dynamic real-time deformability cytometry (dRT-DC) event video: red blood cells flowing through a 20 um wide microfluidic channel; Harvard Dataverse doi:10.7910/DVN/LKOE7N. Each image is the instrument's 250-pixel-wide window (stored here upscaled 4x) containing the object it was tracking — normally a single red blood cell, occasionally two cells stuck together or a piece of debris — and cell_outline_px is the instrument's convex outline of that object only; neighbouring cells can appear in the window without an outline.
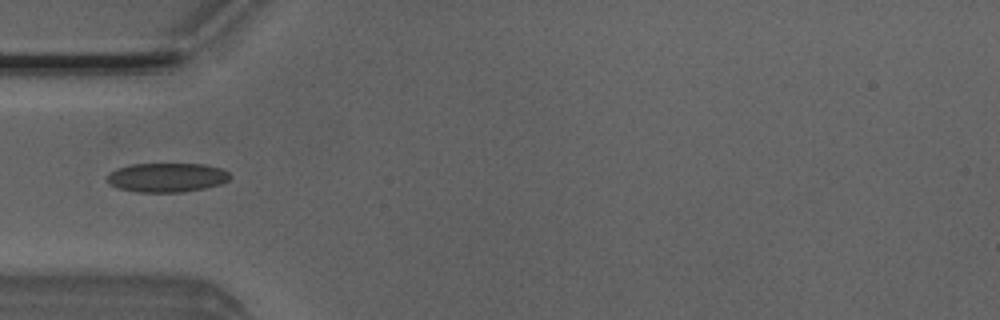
{"species": "Egyptian fruit bat (a non-hibernating species)", "species_latin": "Rousettus aegyptiacus", "temperature_condition": "room temperature", "stored_images_in_passage": 36, "camera_frame_rate_fps": 3000, "um_per_image_px": 0.085, "animal": {"sex": "male"}, "frame": {"image": 1, "passage_image": 1, "time_ms": 0.0, "image_size_px": [1000, 320], "cell_outline_px": [[232, 176], [228, 180], [220, 184], [204, 188], [180, 192], [136, 192], [120, 188], [112, 184], [108, 180], [108, 172], [116, 168], [132, 164], [204, 164], [220, 168], [228, 172]], "centroid_in_image_um": [14.19, 15.08], "position_along_channel_um": 70.8, "area_um2": 20.75}}
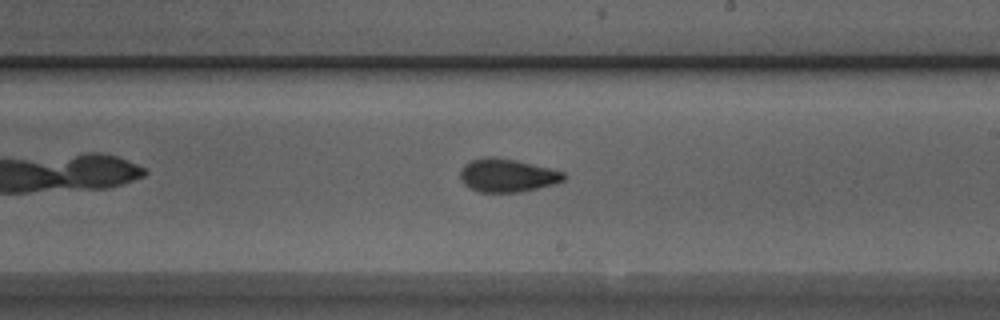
{"frame": {"image": 2, "passage_image": 14, "time_ms": 4.333, "image_size_px": [1000, 320], "cell_outline_px": [[568, 176], [564, 180], [556, 184], [520, 192], [480, 192], [464, 184], [460, 180], [460, 168], [464, 164], [472, 160], [484, 156], [492, 156], [516, 160], [564, 172]], "centroid_in_image_um": [43.11, 14.9], "position_along_channel_um": 245.9, "area_um2": 20.17}}
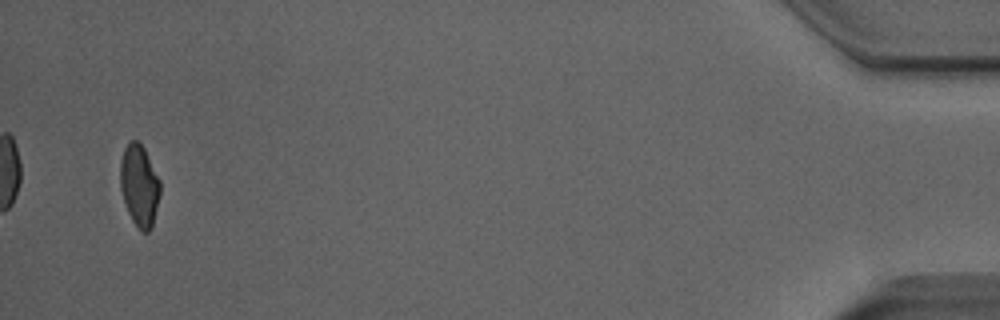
{"frame": {"image": 3, "passage_image": 34, "time_ms": 11.0, "image_size_px": [1000, 320], "cell_outline_px": [[160, 192], [152, 228], [148, 232], [140, 232], [136, 228], [128, 212], [120, 188], [120, 164], [124, 148], [132, 140], [136, 140], [144, 148], [160, 180]], "centroid_in_image_um": [11.84, 15.81], "position_along_channel_um": 423.4, "area_um2": 18.96}}